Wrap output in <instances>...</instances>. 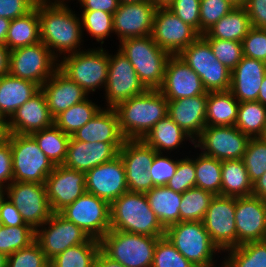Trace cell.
I'll return each instance as SVG.
<instances>
[{"mask_svg": "<svg viewBox=\"0 0 266 267\" xmlns=\"http://www.w3.org/2000/svg\"><path fill=\"white\" fill-rule=\"evenodd\" d=\"M66 5L38 0L40 40L56 58L62 53L65 56L67 53L69 55L81 51L80 48L77 49L83 35L81 20Z\"/></svg>", "mask_w": 266, "mask_h": 267, "instance_id": "1", "label": "cell"}, {"mask_svg": "<svg viewBox=\"0 0 266 267\" xmlns=\"http://www.w3.org/2000/svg\"><path fill=\"white\" fill-rule=\"evenodd\" d=\"M125 139H143L153 126L168 115V100L159 89L120 102L115 108Z\"/></svg>", "mask_w": 266, "mask_h": 267, "instance_id": "2", "label": "cell"}, {"mask_svg": "<svg viewBox=\"0 0 266 267\" xmlns=\"http://www.w3.org/2000/svg\"><path fill=\"white\" fill-rule=\"evenodd\" d=\"M110 229L164 237L165 228L150 208L145 193L127 191L110 204Z\"/></svg>", "mask_w": 266, "mask_h": 267, "instance_id": "3", "label": "cell"}, {"mask_svg": "<svg viewBox=\"0 0 266 267\" xmlns=\"http://www.w3.org/2000/svg\"><path fill=\"white\" fill-rule=\"evenodd\" d=\"M119 51L134 67L147 89H159L171 54L161 49L151 35L134 37L120 42Z\"/></svg>", "mask_w": 266, "mask_h": 267, "instance_id": "4", "label": "cell"}, {"mask_svg": "<svg viewBox=\"0 0 266 267\" xmlns=\"http://www.w3.org/2000/svg\"><path fill=\"white\" fill-rule=\"evenodd\" d=\"M195 267H215L213 257L221 251L203 221H180L165 228L164 235Z\"/></svg>", "mask_w": 266, "mask_h": 267, "instance_id": "5", "label": "cell"}, {"mask_svg": "<svg viewBox=\"0 0 266 267\" xmlns=\"http://www.w3.org/2000/svg\"><path fill=\"white\" fill-rule=\"evenodd\" d=\"M159 238L110 229L100 239L101 251L125 267H152Z\"/></svg>", "mask_w": 266, "mask_h": 267, "instance_id": "6", "label": "cell"}, {"mask_svg": "<svg viewBox=\"0 0 266 267\" xmlns=\"http://www.w3.org/2000/svg\"><path fill=\"white\" fill-rule=\"evenodd\" d=\"M13 181L45 183L53 171L54 163L39 148L31 135L11 133Z\"/></svg>", "mask_w": 266, "mask_h": 267, "instance_id": "7", "label": "cell"}, {"mask_svg": "<svg viewBox=\"0 0 266 267\" xmlns=\"http://www.w3.org/2000/svg\"><path fill=\"white\" fill-rule=\"evenodd\" d=\"M105 51L101 47L63 56L58 69L87 94L95 92L98 88H105L108 80L109 54Z\"/></svg>", "mask_w": 266, "mask_h": 267, "instance_id": "8", "label": "cell"}, {"mask_svg": "<svg viewBox=\"0 0 266 267\" xmlns=\"http://www.w3.org/2000/svg\"><path fill=\"white\" fill-rule=\"evenodd\" d=\"M195 71L207 92L228 91L231 71L214 56L209 43L200 36L178 55Z\"/></svg>", "mask_w": 266, "mask_h": 267, "instance_id": "9", "label": "cell"}, {"mask_svg": "<svg viewBox=\"0 0 266 267\" xmlns=\"http://www.w3.org/2000/svg\"><path fill=\"white\" fill-rule=\"evenodd\" d=\"M57 59L41 41L17 48L10 51L9 74L41 87L58 70Z\"/></svg>", "mask_w": 266, "mask_h": 267, "instance_id": "10", "label": "cell"}, {"mask_svg": "<svg viewBox=\"0 0 266 267\" xmlns=\"http://www.w3.org/2000/svg\"><path fill=\"white\" fill-rule=\"evenodd\" d=\"M59 213L91 238L100 240L110 230V204L93 194L86 192Z\"/></svg>", "mask_w": 266, "mask_h": 267, "instance_id": "11", "label": "cell"}, {"mask_svg": "<svg viewBox=\"0 0 266 267\" xmlns=\"http://www.w3.org/2000/svg\"><path fill=\"white\" fill-rule=\"evenodd\" d=\"M5 190L6 197L20 211L25 223L35 230L53 214L44 183L13 181Z\"/></svg>", "mask_w": 266, "mask_h": 267, "instance_id": "12", "label": "cell"}, {"mask_svg": "<svg viewBox=\"0 0 266 267\" xmlns=\"http://www.w3.org/2000/svg\"><path fill=\"white\" fill-rule=\"evenodd\" d=\"M249 140L236 126H206L194 141V147L220 161L242 159Z\"/></svg>", "mask_w": 266, "mask_h": 267, "instance_id": "13", "label": "cell"}, {"mask_svg": "<svg viewBox=\"0 0 266 267\" xmlns=\"http://www.w3.org/2000/svg\"><path fill=\"white\" fill-rule=\"evenodd\" d=\"M151 36L161 49L171 55H179L201 34L183 22L169 8H157Z\"/></svg>", "mask_w": 266, "mask_h": 267, "instance_id": "14", "label": "cell"}, {"mask_svg": "<svg viewBox=\"0 0 266 267\" xmlns=\"http://www.w3.org/2000/svg\"><path fill=\"white\" fill-rule=\"evenodd\" d=\"M47 225L49 226L45 227ZM89 238L85 231L60 213H53L45 223L36 229L35 240L47 259L51 261L67 248L85 243Z\"/></svg>", "mask_w": 266, "mask_h": 267, "instance_id": "15", "label": "cell"}, {"mask_svg": "<svg viewBox=\"0 0 266 267\" xmlns=\"http://www.w3.org/2000/svg\"><path fill=\"white\" fill-rule=\"evenodd\" d=\"M157 152L142 139H125L119 150L128 191L145 193L154 187L149 173Z\"/></svg>", "mask_w": 266, "mask_h": 267, "instance_id": "16", "label": "cell"}, {"mask_svg": "<svg viewBox=\"0 0 266 267\" xmlns=\"http://www.w3.org/2000/svg\"><path fill=\"white\" fill-rule=\"evenodd\" d=\"M146 90L132 64L119 50L116 55L109 54L108 80L105 86L108 108H115L120 102Z\"/></svg>", "mask_w": 266, "mask_h": 267, "instance_id": "17", "label": "cell"}, {"mask_svg": "<svg viewBox=\"0 0 266 267\" xmlns=\"http://www.w3.org/2000/svg\"><path fill=\"white\" fill-rule=\"evenodd\" d=\"M203 223L210 238L221 251L237 247L235 197L215 195Z\"/></svg>", "mask_w": 266, "mask_h": 267, "instance_id": "18", "label": "cell"}, {"mask_svg": "<svg viewBox=\"0 0 266 267\" xmlns=\"http://www.w3.org/2000/svg\"><path fill=\"white\" fill-rule=\"evenodd\" d=\"M87 193L111 204L128 191L125 168L120 155L85 173Z\"/></svg>", "mask_w": 266, "mask_h": 267, "instance_id": "19", "label": "cell"}, {"mask_svg": "<svg viewBox=\"0 0 266 267\" xmlns=\"http://www.w3.org/2000/svg\"><path fill=\"white\" fill-rule=\"evenodd\" d=\"M44 184L53 213H59L87 192L85 173L64 165H55Z\"/></svg>", "mask_w": 266, "mask_h": 267, "instance_id": "20", "label": "cell"}, {"mask_svg": "<svg viewBox=\"0 0 266 267\" xmlns=\"http://www.w3.org/2000/svg\"><path fill=\"white\" fill-rule=\"evenodd\" d=\"M157 7L150 1L138 3H120L113 14V31L119 42L151 35Z\"/></svg>", "mask_w": 266, "mask_h": 267, "instance_id": "21", "label": "cell"}, {"mask_svg": "<svg viewBox=\"0 0 266 267\" xmlns=\"http://www.w3.org/2000/svg\"><path fill=\"white\" fill-rule=\"evenodd\" d=\"M237 246L266 240V201L256 196L235 197Z\"/></svg>", "mask_w": 266, "mask_h": 267, "instance_id": "22", "label": "cell"}, {"mask_svg": "<svg viewBox=\"0 0 266 267\" xmlns=\"http://www.w3.org/2000/svg\"><path fill=\"white\" fill-rule=\"evenodd\" d=\"M159 90L167 100L190 98L207 92L199 75L178 55H171L168 59L164 82Z\"/></svg>", "mask_w": 266, "mask_h": 267, "instance_id": "23", "label": "cell"}, {"mask_svg": "<svg viewBox=\"0 0 266 267\" xmlns=\"http://www.w3.org/2000/svg\"><path fill=\"white\" fill-rule=\"evenodd\" d=\"M122 145L105 142L86 143L75 140L71 136L67 146V156L62 165L86 173L92 168L118 156Z\"/></svg>", "mask_w": 266, "mask_h": 267, "instance_id": "24", "label": "cell"}, {"mask_svg": "<svg viewBox=\"0 0 266 267\" xmlns=\"http://www.w3.org/2000/svg\"><path fill=\"white\" fill-rule=\"evenodd\" d=\"M10 133L31 135L54 124L46 98L40 89L21 105L8 120Z\"/></svg>", "mask_w": 266, "mask_h": 267, "instance_id": "25", "label": "cell"}, {"mask_svg": "<svg viewBox=\"0 0 266 267\" xmlns=\"http://www.w3.org/2000/svg\"><path fill=\"white\" fill-rule=\"evenodd\" d=\"M208 92L195 97L168 100V115L195 141L206 127Z\"/></svg>", "mask_w": 266, "mask_h": 267, "instance_id": "26", "label": "cell"}, {"mask_svg": "<svg viewBox=\"0 0 266 267\" xmlns=\"http://www.w3.org/2000/svg\"><path fill=\"white\" fill-rule=\"evenodd\" d=\"M265 76L266 62L243 56L231 71L229 91L239 103L258 101V94Z\"/></svg>", "mask_w": 266, "mask_h": 267, "instance_id": "27", "label": "cell"}, {"mask_svg": "<svg viewBox=\"0 0 266 267\" xmlns=\"http://www.w3.org/2000/svg\"><path fill=\"white\" fill-rule=\"evenodd\" d=\"M53 118L74 104L87 99V92L59 69L40 87Z\"/></svg>", "mask_w": 266, "mask_h": 267, "instance_id": "28", "label": "cell"}, {"mask_svg": "<svg viewBox=\"0 0 266 267\" xmlns=\"http://www.w3.org/2000/svg\"><path fill=\"white\" fill-rule=\"evenodd\" d=\"M101 108L97 114L78 129L72 137L83 142H105L110 144H123V137L119 128V119L114 108Z\"/></svg>", "mask_w": 266, "mask_h": 267, "instance_id": "29", "label": "cell"}, {"mask_svg": "<svg viewBox=\"0 0 266 267\" xmlns=\"http://www.w3.org/2000/svg\"><path fill=\"white\" fill-rule=\"evenodd\" d=\"M39 90L38 84L9 73L0 77V114L2 117L10 119L15 111Z\"/></svg>", "mask_w": 266, "mask_h": 267, "instance_id": "30", "label": "cell"}, {"mask_svg": "<svg viewBox=\"0 0 266 267\" xmlns=\"http://www.w3.org/2000/svg\"><path fill=\"white\" fill-rule=\"evenodd\" d=\"M150 208L164 228L180 222L179 206L182 193L169 189L166 185L155 186L145 192Z\"/></svg>", "mask_w": 266, "mask_h": 267, "instance_id": "31", "label": "cell"}, {"mask_svg": "<svg viewBox=\"0 0 266 267\" xmlns=\"http://www.w3.org/2000/svg\"><path fill=\"white\" fill-rule=\"evenodd\" d=\"M252 28L250 18L244 7H234L201 36L242 42Z\"/></svg>", "mask_w": 266, "mask_h": 267, "instance_id": "32", "label": "cell"}, {"mask_svg": "<svg viewBox=\"0 0 266 267\" xmlns=\"http://www.w3.org/2000/svg\"><path fill=\"white\" fill-rule=\"evenodd\" d=\"M38 2L27 14L11 20L5 45L10 51L39 43Z\"/></svg>", "mask_w": 266, "mask_h": 267, "instance_id": "33", "label": "cell"}, {"mask_svg": "<svg viewBox=\"0 0 266 267\" xmlns=\"http://www.w3.org/2000/svg\"><path fill=\"white\" fill-rule=\"evenodd\" d=\"M239 102L228 91L208 92L206 126H235Z\"/></svg>", "mask_w": 266, "mask_h": 267, "instance_id": "34", "label": "cell"}, {"mask_svg": "<svg viewBox=\"0 0 266 267\" xmlns=\"http://www.w3.org/2000/svg\"><path fill=\"white\" fill-rule=\"evenodd\" d=\"M188 138L191 143H195L169 115H166L153 126L142 140L156 152L163 153L165 150L177 149Z\"/></svg>", "mask_w": 266, "mask_h": 267, "instance_id": "35", "label": "cell"}, {"mask_svg": "<svg viewBox=\"0 0 266 267\" xmlns=\"http://www.w3.org/2000/svg\"><path fill=\"white\" fill-rule=\"evenodd\" d=\"M253 183L242 159L224 160L221 168V195L247 197L252 195Z\"/></svg>", "mask_w": 266, "mask_h": 267, "instance_id": "36", "label": "cell"}, {"mask_svg": "<svg viewBox=\"0 0 266 267\" xmlns=\"http://www.w3.org/2000/svg\"><path fill=\"white\" fill-rule=\"evenodd\" d=\"M100 250V240L90 237L85 243L69 247L54 257L50 267H94Z\"/></svg>", "mask_w": 266, "mask_h": 267, "instance_id": "37", "label": "cell"}, {"mask_svg": "<svg viewBox=\"0 0 266 267\" xmlns=\"http://www.w3.org/2000/svg\"><path fill=\"white\" fill-rule=\"evenodd\" d=\"M31 136L54 165H62L65 162L70 135L65 134L53 124L48 128L32 133Z\"/></svg>", "mask_w": 266, "mask_h": 267, "instance_id": "38", "label": "cell"}, {"mask_svg": "<svg viewBox=\"0 0 266 267\" xmlns=\"http://www.w3.org/2000/svg\"><path fill=\"white\" fill-rule=\"evenodd\" d=\"M222 267H266V240L251 241L227 249Z\"/></svg>", "mask_w": 266, "mask_h": 267, "instance_id": "39", "label": "cell"}, {"mask_svg": "<svg viewBox=\"0 0 266 267\" xmlns=\"http://www.w3.org/2000/svg\"><path fill=\"white\" fill-rule=\"evenodd\" d=\"M101 109L98 104L85 99L74 104L54 118V124L65 134L72 136L78 129L89 122Z\"/></svg>", "mask_w": 266, "mask_h": 267, "instance_id": "40", "label": "cell"}, {"mask_svg": "<svg viewBox=\"0 0 266 267\" xmlns=\"http://www.w3.org/2000/svg\"><path fill=\"white\" fill-rule=\"evenodd\" d=\"M266 125V106L259 101L239 103L235 126L250 138L260 137Z\"/></svg>", "mask_w": 266, "mask_h": 267, "instance_id": "41", "label": "cell"}, {"mask_svg": "<svg viewBox=\"0 0 266 267\" xmlns=\"http://www.w3.org/2000/svg\"><path fill=\"white\" fill-rule=\"evenodd\" d=\"M195 159L196 187L221 195L222 161L202 153Z\"/></svg>", "mask_w": 266, "mask_h": 267, "instance_id": "42", "label": "cell"}, {"mask_svg": "<svg viewBox=\"0 0 266 267\" xmlns=\"http://www.w3.org/2000/svg\"><path fill=\"white\" fill-rule=\"evenodd\" d=\"M214 196L198 187L186 190L179 206L180 221H203Z\"/></svg>", "mask_w": 266, "mask_h": 267, "instance_id": "43", "label": "cell"}, {"mask_svg": "<svg viewBox=\"0 0 266 267\" xmlns=\"http://www.w3.org/2000/svg\"><path fill=\"white\" fill-rule=\"evenodd\" d=\"M36 230L30 225H0V252L9 256L35 241Z\"/></svg>", "mask_w": 266, "mask_h": 267, "instance_id": "44", "label": "cell"}, {"mask_svg": "<svg viewBox=\"0 0 266 267\" xmlns=\"http://www.w3.org/2000/svg\"><path fill=\"white\" fill-rule=\"evenodd\" d=\"M80 17L82 29L101 44L113 31V14L101 10H83ZM84 27V28H83Z\"/></svg>", "mask_w": 266, "mask_h": 267, "instance_id": "45", "label": "cell"}, {"mask_svg": "<svg viewBox=\"0 0 266 267\" xmlns=\"http://www.w3.org/2000/svg\"><path fill=\"white\" fill-rule=\"evenodd\" d=\"M242 161L250 181L254 183L266 172V142L260 137L250 138Z\"/></svg>", "mask_w": 266, "mask_h": 267, "instance_id": "46", "label": "cell"}, {"mask_svg": "<svg viewBox=\"0 0 266 267\" xmlns=\"http://www.w3.org/2000/svg\"><path fill=\"white\" fill-rule=\"evenodd\" d=\"M152 267H195L164 236L157 240Z\"/></svg>", "mask_w": 266, "mask_h": 267, "instance_id": "47", "label": "cell"}, {"mask_svg": "<svg viewBox=\"0 0 266 267\" xmlns=\"http://www.w3.org/2000/svg\"><path fill=\"white\" fill-rule=\"evenodd\" d=\"M211 46L214 56L230 71L241 61L243 57L242 42L221 40L218 38H204Z\"/></svg>", "mask_w": 266, "mask_h": 267, "instance_id": "48", "label": "cell"}, {"mask_svg": "<svg viewBox=\"0 0 266 267\" xmlns=\"http://www.w3.org/2000/svg\"><path fill=\"white\" fill-rule=\"evenodd\" d=\"M7 267H50V261L35 240L7 258Z\"/></svg>", "mask_w": 266, "mask_h": 267, "instance_id": "49", "label": "cell"}, {"mask_svg": "<svg viewBox=\"0 0 266 267\" xmlns=\"http://www.w3.org/2000/svg\"><path fill=\"white\" fill-rule=\"evenodd\" d=\"M234 7L228 0H200V34H204Z\"/></svg>", "mask_w": 266, "mask_h": 267, "instance_id": "50", "label": "cell"}, {"mask_svg": "<svg viewBox=\"0 0 266 267\" xmlns=\"http://www.w3.org/2000/svg\"><path fill=\"white\" fill-rule=\"evenodd\" d=\"M195 159H178L175 174L167 182L166 186L175 192L184 193L190 188L196 187Z\"/></svg>", "mask_w": 266, "mask_h": 267, "instance_id": "51", "label": "cell"}, {"mask_svg": "<svg viewBox=\"0 0 266 267\" xmlns=\"http://www.w3.org/2000/svg\"><path fill=\"white\" fill-rule=\"evenodd\" d=\"M178 160L163 156L162 153H156L152 165L149 167L151 180L155 186H164L175 174Z\"/></svg>", "mask_w": 266, "mask_h": 267, "instance_id": "52", "label": "cell"}, {"mask_svg": "<svg viewBox=\"0 0 266 267\" xmlns=\"http://www.w3.org/2000/svg\"><path fill=\"white\" fill-rule=\"evenodd\" d=\"M243 56L266 62V29L252 27L242 41Z\"/></svg>", "mask_w": 266, "mask_h": 267, "instance_id": "53", "label": "cell"}, {"mask_svg": "<svg viewBox=\"0 0 266 267\" xmlns=\"http://www.w3.org/2000/svg\"><path fill=\"white\" fill-rule=\"evenodd\" d=\"M167 8L200 33V0H174Z\"/></svg>", "mask_w": 266, "mask_h": 267, "instance_id": "54", "label": "cell"}, {"mask_svg": "<svg viewBox=\"0 0 266 267\" xmlns=\"http://www.w3.org/2000/svg\"><path fill=\"white\" fill-rule=\"evenodd\" d=\"M38 0H0V17L13 20L30 12Z\"/></svg>", "mask_w": 266, "mask_h": 267, "instance_id": "55", "label": "cell"}, {"mask_svg": "<svg viewBox=\"0 0 266 267\" xmlns=\"http://www.w3.org/2000/svg\"><path fill=\"white\" fill-rule=\"evenodd\" d=\"M11 182H13V166L12 152L8 140L5 144L0 145V188L5 189Z\"/></svg>", "mask_w": 266, "mask_h": 267, "instance_id": "56", "label": "cell"}, {"mask_svg": "<svg viewBox=\"0 0 266 267\" xmlns=\"http://www.w3.org/2000/svg\"><path fill=\"white\" fill-rule=\"evenodd\" d=\"M244 8L252 27L266 29V0H247Z\"/></svg>", "mask_w": 266, "mask_h": 267, "instance_id": "57", "label": "cell"}, {"mask_svg": "<svg viewBox=\"0 0 266 267\" xmlns=\"http://www.w3.org/2000/svg\"><path fill=\"white\" fill-rule=\"evenodd\" d=\"M0 224L5 226L29 225L25 223L17 207L6 197L0 206Z\"/></svg>", "mask_w": 266, "mask_h": 267, "instance_id": "58", "label": "cell"}, {"mask_svg": "<svg viewBox=\"0 0 266 267\" xmlns=\"http://www.w3.org/2000/svg\"><path fill=\"white\" fill-rule=\"evenodd\" d=\"M83 10H101L114 14L119 7V0H78Z\"/></svg>", "mask_w": 266, "mask_h": 267, "instance_id": "59", "label": "cell"}, {"mask_svg": "<svg viewBox=\"0 0 266 267\" xmlns=\"http://www.w3.org/2000/svg\"><path fill=\"white\" fill-rule=\"evenodd\" d=\"M10 49L0 44V77L9 73Z\"/></svg>", "mask_w": 266, "mask_h": 267, "instance_id": "60", "label": "cell"}, {"mask_svg": "<svg viewBox=\"0 0 266 267\" xmlns=\"http://www.w3.org/2000/svg\"><path fill=\"white\" fill-rule=\"evenodd\" d=\"M252 195L266 201V172L253 183Z\"/></svg>", "mask_w": 266, "mask_h": 267, "instance_id": "61", "label": "cell"}, {"mask_svg": "<svg viewBox=\"0 0 266 267\" xmlns=\"http://www.w3.org/2000/svg\"><path fill=\"white\" fill-rule=\"evenodd\" d=\"M94 267H125V266L111 260L100 250L95 259Z\"/></svg>", "mask_w": 266, "mask_h": 267, "instance_id": "62", "label": "cell"}, {"mask_svg": "<svg viewBox=\"0 0 266 267\" xmlns=\"http://www.w3.org/2000/svg\"><path fill=\"white\" fill-rule=\"evenodd\" d=\"M10 134L8 120H0V145L8 142Z\"/></svg>", "mask_w": 266, "mask_h": 267, "instance_id": "63", "label": "cell"}, {"mask_svg": "<svg viewBox=\"0 0 266 267\" xmlns=\"http://www.w3.org/2000/svg\"><path fill=\"white\" fill-rule=\"evenodd\" d=\"M10 22L11 20L0 17V44L5 45Z\"/></svg>", "mask_w": 266, "mask_h": 267, "instance_id": "64", "label": "cell"}, {"mask_svg": "<svg viewBox=\"0 0 266 267\" xmlns=\"http://www.w3.org/2000/svg\"><path fill=\"white\" fill-rule=\"evenodd\" d=\"M258 101L266 106V76L263 78L262 85L258 94Z\"/></svg>", "mask_w": 266, "mask_h": 267, "instance_id": "65", "label": "cell"}, {"mask_svg": "<svg viewBox=\"0 0 266 267\" xmlns=\"http://www.w3.org/2000/svg\"><path fill=\"white\" fill-rule=\"evenodd\" d=\"M157 8H167L174 0H150Z\"/></svg>", "mask_w": 266, "mask_h": 267, "instance_id": "66", "label": "cell"}, {"mask_svg": "<svg viewBox=\"0 0 266 267\" xmlns=\"http://www.w3.org/2000/svg\"><path fill=\"white\" fill-rule=\"evenodd\" d=\"M235 7H244L247 0H228Z\"/></svg>", "mask_w": 266, "mask_h": 267, "instance_id": "67", "label": "cell"}, {"mask_svg": "<svg viewBox=\"0 0 266 267\" xmlns=\"http://www.w3.org/2000/svg\"><path fill=\"white\" fill-rule=\"evenodd\" d=\"M7 258L6 254L0 252V267H7Z\"/></svg>", "mask_w": 266, "mask_h": 267, "instance_id": "68", "label": "cell"}, {"mask_svg": "<svg viewBox=\"0 0 266 267\" xmlns=\"http://www.w3.org/2000/svg\"><path fill=\"white\" fill-rule=\"evenodd\" d=\"M43 2H46L48 4H66L64 1L65 0H54L53 2H51V0H42Z\"/></svg>", "mask_w": 266, "mask_h": 267, "instance_id": "69", "label": "cell"}, {"mask_svg": "<svg viewBox=\"0 0 266 267\" xmlns=\"http://www.w3.org/2000/svg\"><path fill=\"white\" fill-rule=\"evenodd\" d=\"M145 0H119L120 3H138Z\"/></svg>", "mask_w": 266, "mask_h": 267, "instance_id": "70", "label": "cell"}, {"mask_svg": "<svg viewBox=\"0 0 266 267\" xmlns=\"http://www.w3.org/2000/svg\"><path fill=\"white\" fill-rule=\"evenodd\" d=\"M6 190L4 189H2V188H0V206H1V203H2V201L4 200V196L6 195ZM5 194V195H4Z\"/></svg>", "mask_w": 266, "mask_h": 267, "instance_id": "71", "label": "cell"}, {"mask_svg": "<svg viewBox=\"0 0 266 267\" xmlns=\"http://www.w3.org/2000/svg\"><path fill=\"white\" fill-rule=\"evenodd\" d=\"M260 138H261L264 142H266V125H265V127H264V131H263L262 135L260 136Z\"/></svg>", "mask_w": 266, "mask_h": 267, "instance_id": "72", "label": "cell"}, {"mask_svg": "<svg viewBox=\"0 0 266 267\" xmlns=\"http://www.w3.org/2000/svg\"><path fill=\"white\" fill-rule=\"evenodd\" d=\"M0 120H6V118H3L2 115L0 114Z\"/></svg>", "mask_w": 266, "mask_h": 267, "instance_id": "73", "label": "cell"}]
</instances>
